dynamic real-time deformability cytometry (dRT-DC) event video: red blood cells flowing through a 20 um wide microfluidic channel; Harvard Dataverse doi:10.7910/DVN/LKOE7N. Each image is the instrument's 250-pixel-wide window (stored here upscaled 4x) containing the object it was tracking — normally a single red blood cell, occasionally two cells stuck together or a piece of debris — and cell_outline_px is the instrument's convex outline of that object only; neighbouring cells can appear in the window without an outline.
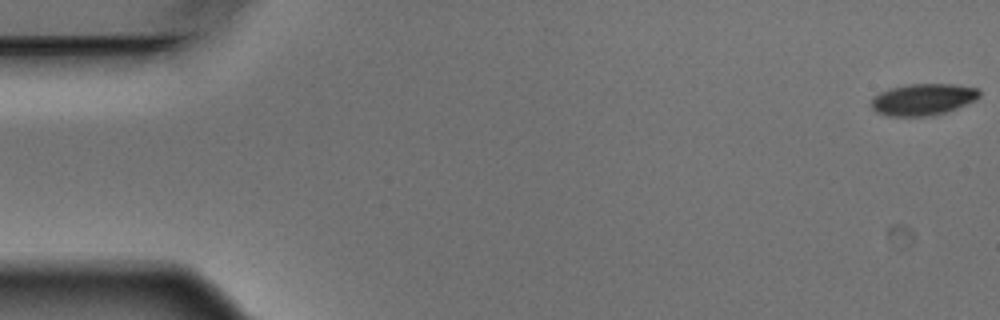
{"species": "Egyptian fruit bat (a non-hibernating species)", "species_latin": "Rousettus aegyptiacus", "temperature_condition": "warm", "stored_images_in_passage": 3, "camera_frame_rate_fps": 3000, "um_per_image_px": 0.085, "animal": {"sex": "male"}, "frame": {"image": 1, "passage_image": 1, "time_ms": 0.0, "image_size_px": [1000, 320], "cell_outline_px": [[980, 96], [976, 100], [948, 112], [936, 116], [888, 116], [876, 112], [872, 108], [872, 96], [888, 88], [908, 84], [956, 84], [980, 88]], "centroid_in_image_um": [78.48, 8.45], "position_along_channel_um": 6.5, "area_um2": 20.35}}